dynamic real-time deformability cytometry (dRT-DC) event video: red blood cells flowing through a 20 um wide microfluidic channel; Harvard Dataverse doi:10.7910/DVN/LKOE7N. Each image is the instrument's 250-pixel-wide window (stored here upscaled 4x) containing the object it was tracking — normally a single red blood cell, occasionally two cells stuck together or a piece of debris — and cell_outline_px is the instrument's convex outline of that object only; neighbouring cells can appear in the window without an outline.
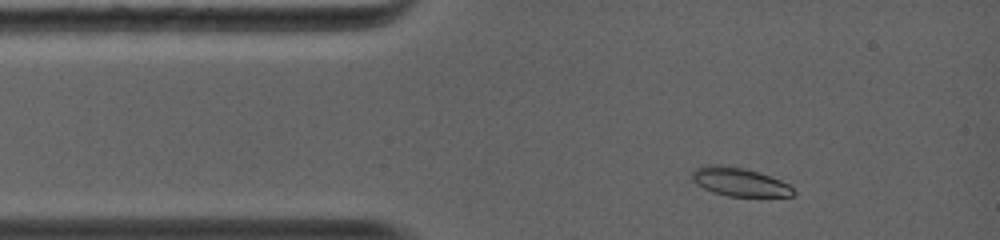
{"species": "common noctule bat (a hibernating species)", "species_latin": "Nyctalus noctula", "temperature_condition": "warm", "stored_images_in_passage": 40, "camera_frame_rate_fps": 5000, "um_per_image_px": 0.085, "animal": {"sex": "female", "body_mass_g": 19.0, "forearm_length_mm": 56.7}, "frame": {"image": 1, "passage_image": 2, "time_ms": 0.4, "image_size_px": [1000, 240], "cell_outline_px": [[796, 196], [728, 196], [712, 192], [696, 184], [692, 180], [692, 172], [696, 168], [708, 164], [720, 164], [744, 168], [780, 180], [788, 184], [796, 192]], "centroid_in_image_um": [62.83, 15.46], "position_along_channel_um": 22.2, "area_um2": 16.76}}
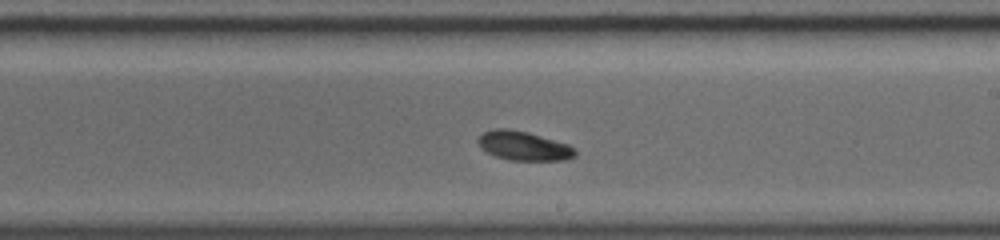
{"frame": {"image": 2, "passage_image": 25, "time_ms": 6.2, "image_size_px": [1000, 240], "cell_outline_px": [[576, 156], [564, 160], [508, 160], [496, 156], [480, 148], [476, 140], [484, 132], [496, 128], [508, 128], [528, 132], [568, 144], [576, 152]], "centroid_in_image_um": [44.48, 12.39], "position_along_channel_um": 244.5, "area_um2": 16.42}}
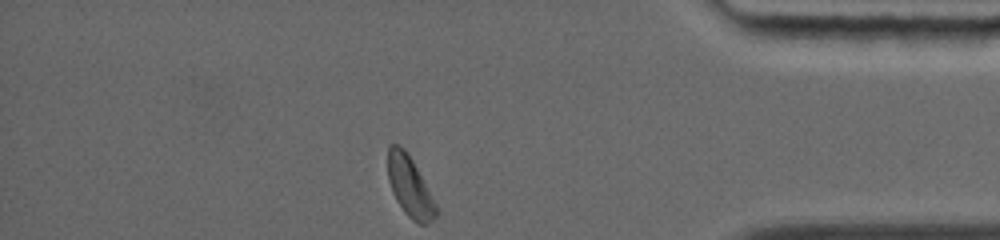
{"frame": {"image": 3, "passage_image": 40, "time_ms": 10.4, "image_size_px": [1000, 240], "cell_outline_px": [[436, 216], [432, 220], [424, 224], [420, 224], [412, 220], [404, 212], [396, 200], [392, 192], [388, 180], [388, 144], [400, 144], [404, 148], [412, 160], [436, 204]], "centroid_in_image_um": [34.8, 15.84], "position_along_channel_um": 400.4, "area_um2": 16.7}, "authors_computed_cell_mechanics": {"area_um2": 16.6464, "velocity_mm_per_s": 4.3829, "shape_relaxation_time_tau1_ms": 10.0388, "shape_relaxation_time_tau2_ms": null, "deformation_change_tau1": 0.2781, "deformation_change_tau2": null}}